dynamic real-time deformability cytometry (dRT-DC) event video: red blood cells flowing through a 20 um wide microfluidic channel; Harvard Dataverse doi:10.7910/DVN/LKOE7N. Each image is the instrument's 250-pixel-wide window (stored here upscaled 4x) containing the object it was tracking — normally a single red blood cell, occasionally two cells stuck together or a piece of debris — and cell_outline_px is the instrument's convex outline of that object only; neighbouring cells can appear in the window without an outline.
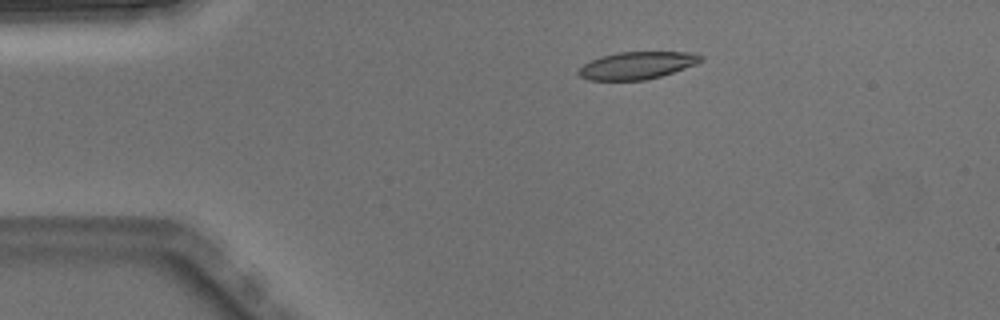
{"species": "Egyptian fruit bat (a non-hibernating species)", "species_latin": "Rousettus aegyptiacus", "temperature_condition": "warm", "stored_images_in_passage": 5, "camera_frame_rate_fps": 3000, "um_per_image_px": 0.085, "animal": {"sex": "male"}, "frame": {"image": 1, "passage_image": 3, "time_ms": 0.667, "image_size_px": [1000, 320], "cell_outline_px": [[704, 60], [696, 64], [660, 76], [644, 80], [588, 80], [580, 76], [576, 72], [584, 64], [600, 56], [620, 52], [688, 52], [704, 56]], "centroid_in_image_um": [54.14, 5.56], "position_along_channel_um": 30.9, "area_um2": 19.36}}
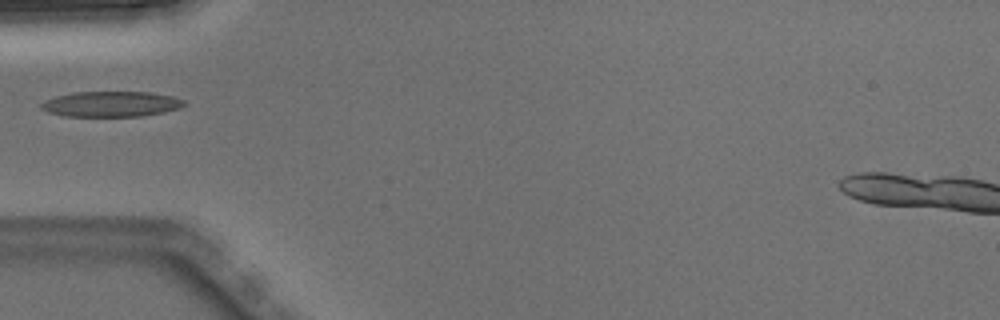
{"frame": {"image": 2, "passage_image": 5, "time_ms": 1.333, "image_size_px": [1000, 320], "cell_outline_px": [[184, 104], [180, 108], [164, 112], [140, 116], [64, 116], [48, 112], [40, 108], [40, 104], [44, 100], [56, 96], [72, 92], [152, 92], [172, 96], [184, 100]], "centroid_in_image_um": [9.42, 8.84], "position_along_channel_um": 75.6, "area_um2": 21.21}}